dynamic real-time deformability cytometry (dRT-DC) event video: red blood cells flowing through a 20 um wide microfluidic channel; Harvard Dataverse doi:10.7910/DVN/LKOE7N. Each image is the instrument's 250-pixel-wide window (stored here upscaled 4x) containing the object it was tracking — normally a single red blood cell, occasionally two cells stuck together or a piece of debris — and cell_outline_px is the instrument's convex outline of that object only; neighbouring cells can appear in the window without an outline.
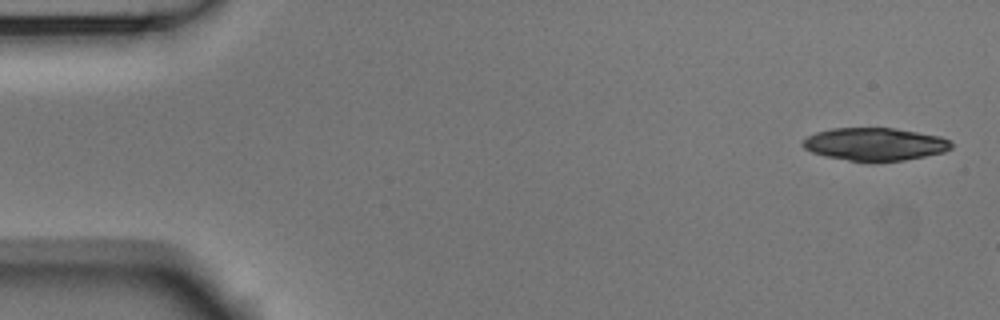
{"species": "Egyptian fruit bat (a non-hibernating species)", "species_latin": "Rousettus aegyptiacus", "temperature_condition": "room temperature", "stored_images_in_passage": 3, "camera_frame_rate_fps": 3000, "um_per_image_px": 0.085, "animal": {"sex": "male"}, "frame": {"image": 1, "passage_image": 1, "time_ms": 0.0, "image_size_px": [1000, 320], "cell_outline_px": [[952, 148], [944, 152], [904, 160], [848, 160], [824, 156], [812, 152], [804, 148], [800, 144], [808, 136], [816, 132], [832, 128], [896, 128], [940, 136], [948, 140], [952, 144]], "centroid_in_image_um": [74.35, 12.23], "position_along_channel_um": 10.7, "area_um2": 28.03}}